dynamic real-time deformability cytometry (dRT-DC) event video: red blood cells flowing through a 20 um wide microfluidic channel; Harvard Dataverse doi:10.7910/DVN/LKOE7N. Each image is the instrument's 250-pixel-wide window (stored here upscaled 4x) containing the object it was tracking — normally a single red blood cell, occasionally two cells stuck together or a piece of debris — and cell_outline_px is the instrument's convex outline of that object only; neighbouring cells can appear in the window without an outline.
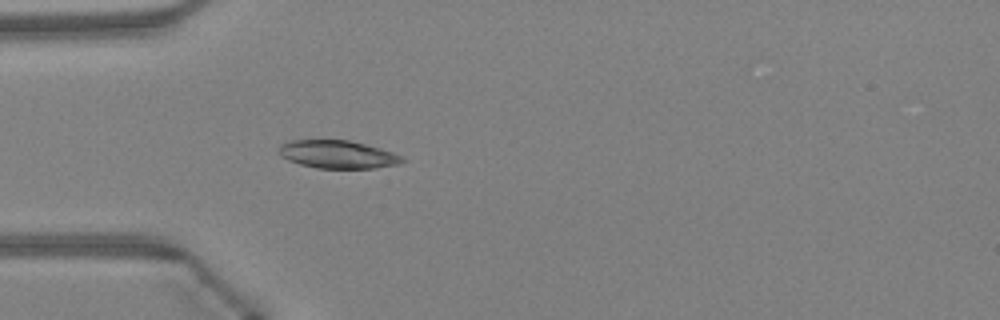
{"species": "Egyptian fruit bat (a non-hibernating species)", "species_latin": "Rousettus aegyptiacus", "temperature_condition": "warm", "stored_images_in_passage": 34, "camera_frame_rate_fps": 3000, "um_per_image_px": 0.085, "animal": {"sex": "female"}, "frame": {"image": 1, "passage_image": 1, "time_ms": 0.0, "image_size_px": [1000, 320], "cell_outline_px": [[404, 160], [396, 164], [372, 168], [316, 168], [300, 164], [288, 160], [280, 156], [280, 144], [292, 140], [348, 140], [380, 148], [404, 156]], "centroid_in_image_um": [28.68, 13.12], "position_along_channel_um": 56.3, "area_um2": 19.88}}
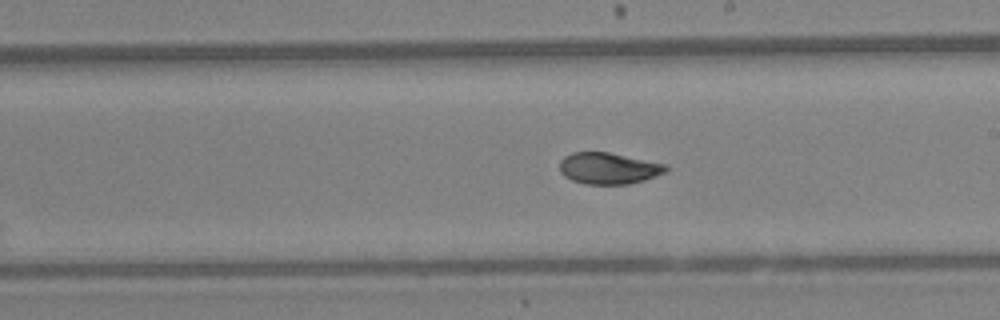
{"frame": {"image": 2, "passage_image": 14, "time_ms": 4.333, "image_size_px": [1000, 320], "cell_outline_px": [[668, 168], [664, 172], [644, 180], [628, 184], [584, 184], [572, 180], [564, 176], [560, 172], [560, 160], [564, 156], [572, 152], [608, 152], [668, 164]], "centroid_in_image_um": [51.71, 14.3], "position_along_channel_um": 237.3, "area_um2": 19.48}}
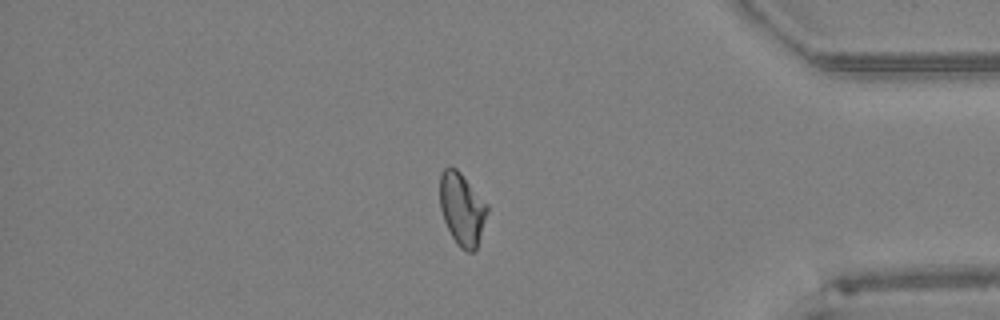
{"frame": {"image": 3, "passage_image": 27, "time_ms": 8.667, "image_size_px": [1000, 320], "cell_outline_px": [[488, 212], [476, 248], [472, 252], [468, 252], [460, 248], [456, 244], [444, 220], [440, 208], [440, 176], [444, 168], [456, 168], [460, 172], [488, 204]], "centroid_in_image_um": [39.27, 17.77], "position_along_channel_um": 395.9, "area_um2": 19.83}, "authors_computed_cell_mechanics": {"area_um2": 19.8543, "velocity_mm_per_s": 4.322, "shape_relaxation_time_tau1_ms": 3.961, "shape_relaxation_time_tau2_ms": 2.146, "deformation_change_tau1": 0.1329, "deformation_change_tau2": 0.0406}}